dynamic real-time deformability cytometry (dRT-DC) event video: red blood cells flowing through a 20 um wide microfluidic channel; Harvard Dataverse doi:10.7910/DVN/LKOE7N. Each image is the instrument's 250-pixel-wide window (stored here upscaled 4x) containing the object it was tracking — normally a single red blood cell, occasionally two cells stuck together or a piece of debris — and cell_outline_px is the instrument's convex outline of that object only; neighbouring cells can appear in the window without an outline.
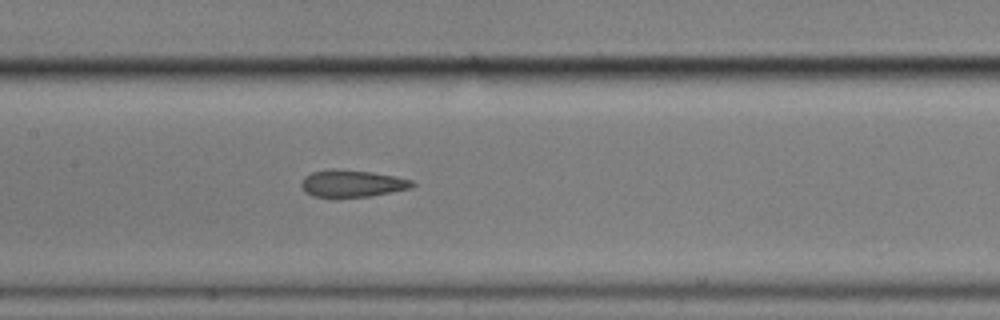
{"species": "common noctule bat (a hibernating species)", "species_latin": "Nyctalus noctula", "temperature_condition": "cold", "stored_images_in_passage": 6, "camera_frame_rate_fps": 3000, "um_per_image_px": 0.085, "animal": {"sex": "male", "body_mass_g": 17.9}, "frame": {"image": 1, "passage_image": 6, "time_ms": 7.0, "image_size_px": [1000, 320], "cell_outline_px": [[416, 184], [412, 188], [368, 196], [336, 200], [312, 196], [304, 192], [300, 184], [304, 176], [312, 172], [332, 168], [372, 172], [396, 176], [412, 180]], "centroid_in_image_um": [29.87, 15.63], "position_along_channel_um": 177.5, "area_um2": 18.21}}